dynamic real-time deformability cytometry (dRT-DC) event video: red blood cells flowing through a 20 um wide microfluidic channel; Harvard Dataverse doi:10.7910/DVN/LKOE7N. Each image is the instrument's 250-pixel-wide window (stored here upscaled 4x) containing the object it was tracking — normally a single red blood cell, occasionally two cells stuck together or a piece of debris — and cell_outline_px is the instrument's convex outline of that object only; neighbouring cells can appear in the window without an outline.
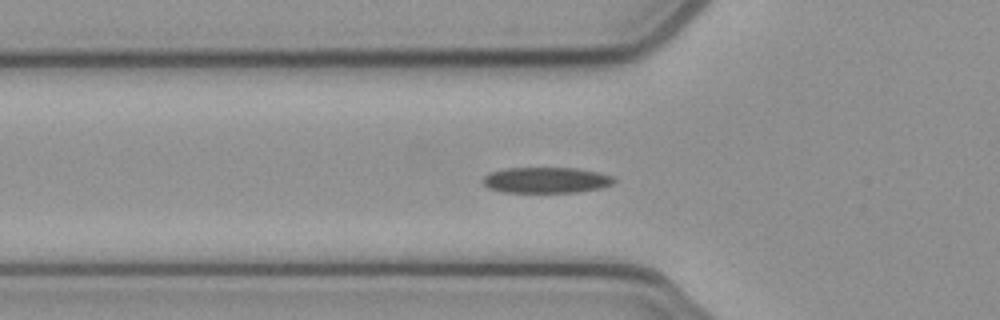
{"species": "common noctule bat (a hibernating species)", "species_latin": "Nyctalus noctula", "temperature_condition": "cold", "stored_images_in_passage": 35, "camera_frame_rate_fps": 3000, "um_per_image_px": 0.085, "animal": {"sex": "female", "body_mass_g": 21.9}, "frame": {"image": 1, "passage_image": 5, "time_ms": 1.333, "image_size_px": [1000, 320], "cell_outline_px": [[616, 180], [612, 184], [600, 188], [576, 192], [504, 192], [488, 188], [480, 180], [488, 172], [504, 168], [576, 168], [600, 172], [612, 176]], "centroid_in_image_um": [46.39, 15.3], "position_along_channel_um": 79.4, "area_um2": 19.88}}
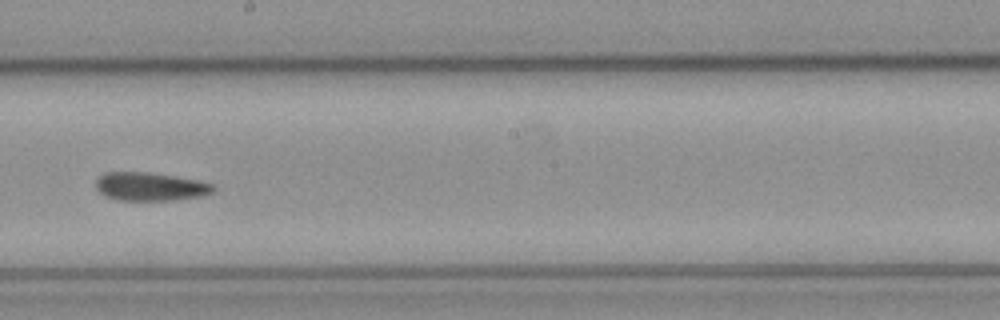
{"frame": {"image": 2, "passage_image": 17, "time_ms": 5.333, "image_size_px": [1000, 320], "cell_outline_px": [[216, 192], [204, 196], [176, 200], [116, 200], [104, 196], [96, 188], [96, 180], [104, 172], [148, 172], [196, 180], [212, 184], [216, 188]], "centroid_in_image_um": [12.78, 15.87], "position_along_channel_um": 235.4, "area_um2": 19.54}}
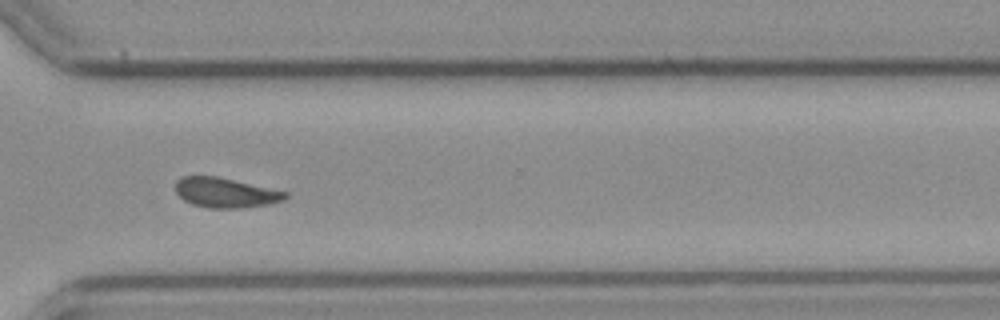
{"frame": {"image": 3, "passage_image": 26, "time_ms": 8.333, "image_size_px": [1000, 320], "cell_outline_px": [[288, 196], [284, 200], [272, 204], [244, 208], [208, 208], [192, 204], [184, 200], [176, 192], [176, 180], [180, 176], [216, 176], [288, 192]], "centroid_in_image_um": [19.18, 16.39], "position_along_channel_um": 351.4, "area_um2": 19.19}, "authors_computed_cell_mechanics": {"area_um2": 19.7676, "velocity_mm_per_s": 3.8686, "shape_relaxation_time_tau1_ms": 8.7791, "shape_relaxation_time_tau2_ms": 3.9192, "deformation_change_tau1": 0.1605, "deformation_change_tau2": 0.111}}